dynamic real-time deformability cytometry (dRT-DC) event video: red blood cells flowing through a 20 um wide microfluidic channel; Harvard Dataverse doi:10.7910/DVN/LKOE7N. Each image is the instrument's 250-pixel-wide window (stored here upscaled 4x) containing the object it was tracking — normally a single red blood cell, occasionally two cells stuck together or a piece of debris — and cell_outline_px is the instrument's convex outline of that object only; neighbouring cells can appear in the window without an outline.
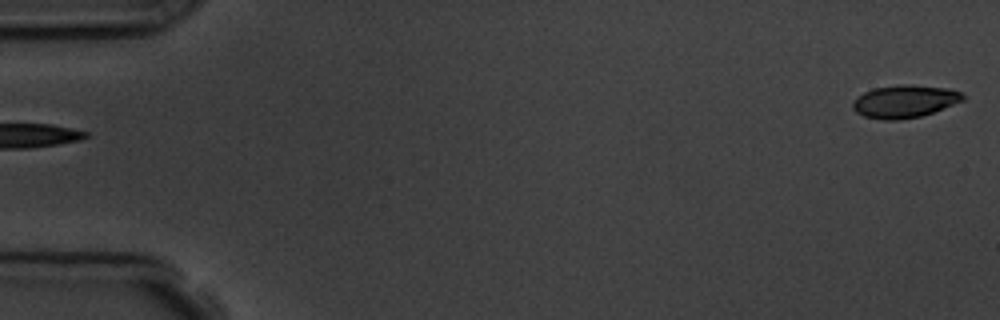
{"species": "common noctule bat (a hibernating species)", "species_latin": "Nyctalus noctula", "temperature_condition": "room temperature", "stored_images_in_passage": 5, "segment_of_instrument_passage": [2, 2], "camera_frame_rate_fps": 3000, "um_per_image_px": 0.085, "animal": {"sex": "male", "body_mass_g": 19.5, "forearm_length_mm": 54.6}, "frame": {"image": 1, "passage_image": 5, "time_ms": 5.333, "image_size_px": [1000, 320], "cell_outline_px": [[964, 100], [932, 112], [920, 116], [900, 120], [884, 120], [864, 116], [856, 112], [852, 108], [852, 104], [856, 96], [864, 92], [876, 88], [900, 84], [912, 84], [948, 88], [960, 92], [964, 96]], "centroid_in_image_um": [76.86, 8.61], "position_along_channel_um": 8.1, "area_um2": 20.92}}